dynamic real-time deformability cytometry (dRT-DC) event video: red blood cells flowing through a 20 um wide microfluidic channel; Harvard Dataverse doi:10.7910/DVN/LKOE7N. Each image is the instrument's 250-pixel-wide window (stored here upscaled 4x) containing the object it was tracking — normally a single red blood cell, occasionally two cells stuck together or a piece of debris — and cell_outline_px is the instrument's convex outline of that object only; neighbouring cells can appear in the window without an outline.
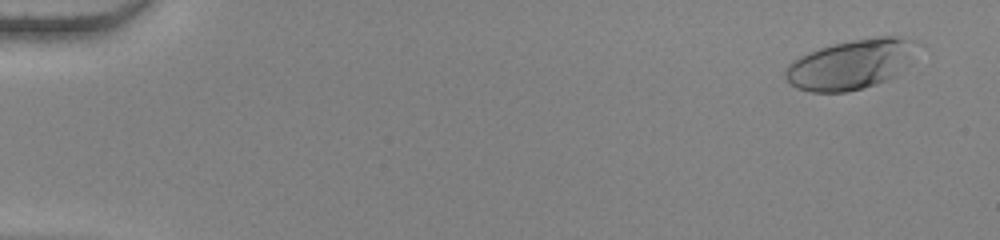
{"species": "human", "species_latin": "Homo sapiens", "temperature_condition": "warm", "stored_images_in_passage": 55, "camera_frame_rate_fps": 3000, "um_per_image_px": 0.085, "donor": {"sex": "female"}, "frame": {"image": 1, "passage_image": 3, "time_ms": 0.667, "image_size_px": [1000, 240], "cell_outline_px": [[924, 44], [896, 76], [888, 80], [876, 84], [848, 92], [812, 92], [796, 88], [784, 76], [784, 72], [788, 64], [792, 60], [800, 56], [820, 48], [832, 44], [852, 40], [876, 36], [904, 36], [916, 40]], "centroid_in_image_um": [72.4, 5.44], "position_along_channel_um": 12.6, "area_um2": 38.73}}
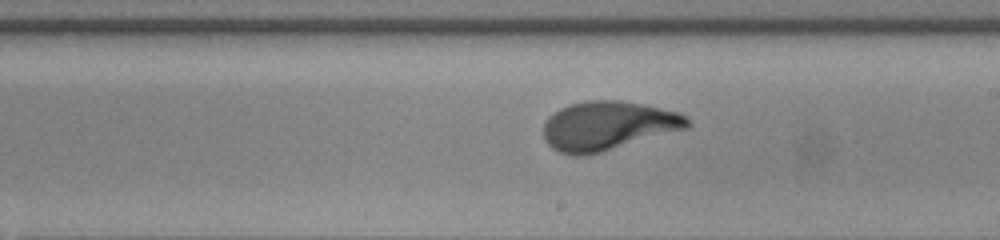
{"frame": {"image": 2, "passage_image": 33, "time_ms": 10.667, "image_size_px": [1000, 240], "cell_outline_px": [[692, 124], [688, 128], [600, 152], [584, 156], [576, 156], [560, 152], [552, 148], [544, 140], [544, 120], [548, 116], [560, 108], [572, 104], [588, 100], [620, 100], [644, 104], [680, 112], [688, 116]], "centroid_in_image_um": [51.69, 10.68], "position_along_channel_um": 237.3, "area_um2": 41.21}}
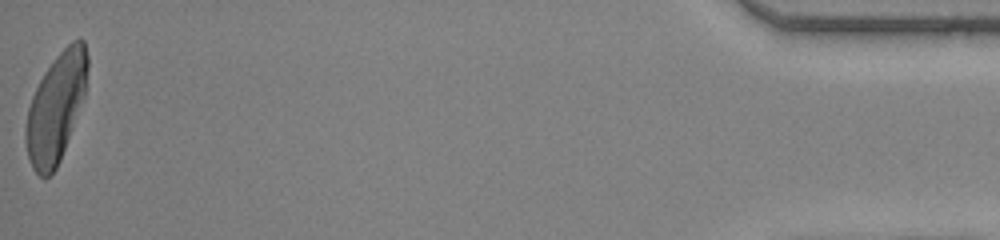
{"frame": {"image": 3, "passage_image": 55, "time_ms": 18.0, "image_size_px": [1000, 240], "cell_outline_px": [[88, 68], [84, 96], [60, 160], [56, 168], [48, 176], [40, 176], [32, 168], [28, 156], [24, 140], [24, 128], [28, 108], [32, 96], [44, 72], [56, 56], [72, 40], [84, 40], [88, 56]], "centroid_in_image_um": [4.74, 9.14], "position_along_channel_um": 430.5, "area_um2": 38.73}, "authors_computed_cell_mechanics": {"area_um2": 38.6682, "velocity_mm_per_s": 3.8287, "shape_relaxation_time_tau1_ms": 4.3349, "shape_relaxation_time_tau2_ms": null, "deformation_change_tau1": 0.2444, "deformation_change_tau2": null}}